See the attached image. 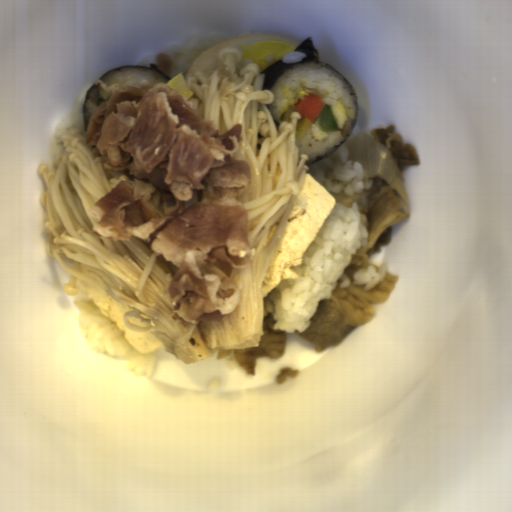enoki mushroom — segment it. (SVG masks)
I'll use <instances>...</instances> for the list:
<instances>
[{"label": "enoki mushroom", "mask_w": 512, "mask_h": 512, "mask_svg": "<svg viewBox=\"0 0 512 512\" xmlns=\"http://www.w3.org/2000/svg\"><path fill=\"white\" fill-rule=\"evenodd\" d=\"M264 81L257 61L242 60V52L229 47L223 48L210 74L197 71L186 84L192 91L187 100L203 119L214 121L219 134L241 124L240 152L252 176L238 197L248 215L252 255L233 279L240 293L235 310L218 321L186 326L176 317L165 288L166 275L178 267L149 245L133 236L129 241H112L94 234L96 221L89 208L132 176L106 170L103 157L97 147L87 144L82 130H56L54 135L63 144L54 157L56 169L38 166L45 187L40 205L46 209V249L69 275L61 286L65 294L77 296L78 279L108 294L132 309L122 316L130 332L153 333L185 365L215 352L260 346L265 275L310 171V158L297 146L302 115L293 111L290 121L276 128L268 108L276 96L263 90Z\"/></svg>", "instance_id": "enoki-mushroom-1"}]
</instances>
